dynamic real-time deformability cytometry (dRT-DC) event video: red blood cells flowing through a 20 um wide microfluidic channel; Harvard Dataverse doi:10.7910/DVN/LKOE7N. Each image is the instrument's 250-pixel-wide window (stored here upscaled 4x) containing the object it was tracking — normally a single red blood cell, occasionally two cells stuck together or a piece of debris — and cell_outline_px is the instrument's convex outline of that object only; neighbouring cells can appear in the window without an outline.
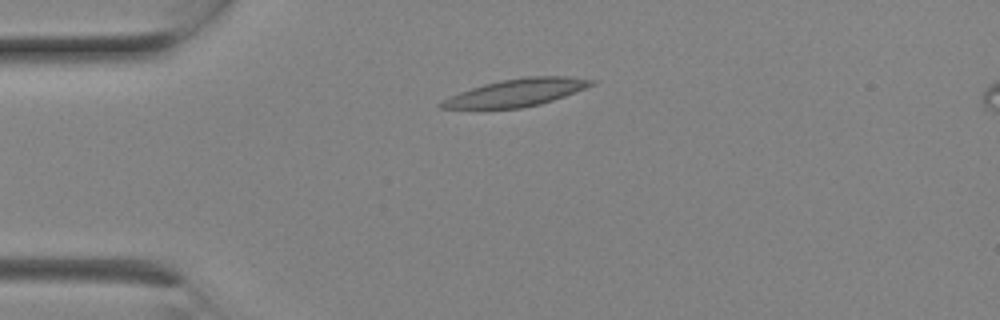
{"species": "Egyptian fruit bat (a non-hibernating species)", "species_latin": "Rousettus aegyptiacus", "temperature_condition": "room temperature", "stored_images_in_passage": 5, "camera_frame_rate_fps": 3000, "um_per_image_px": 0.085, "animal": {"sex": "female"}, "frame": {"image": 1, "passage_image": 1, "time_ms": 0.0, "image_size_px": [1000, 320], "cell_outline_px": [[596, 84], [564, 96], [540, 104], [520, 108], [440, 108], [436, 104], [460, 92], [484, 84], [500, 80], [528, 76], [568, 76], [596, 80]], "centroid_in_image_um": [43.94, 7.86], "position_along_channel_um": 41.1, "area_um2": 23.7}}
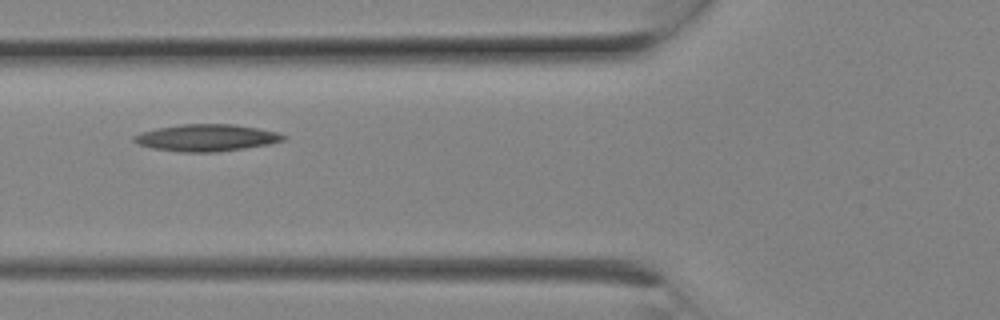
{"frame": {"image": 2, "passage_image": 4, "time_ms": 1.0, "image_size_px": [1000, 320], "cell_outline_px": [[288, 136], [284, 140], [268, 144], [244, 148], [216, 152], [180, 152], [152, 148], [140, 144], [132, 140], [132, 136], [156, 128], [180, 124], [232, 124], [256, 128], [276, 132]], "centroid_in_image_um": [17.54, 11.71], "position_along_channel_um": 108.3, "area_um2": 23.24}}
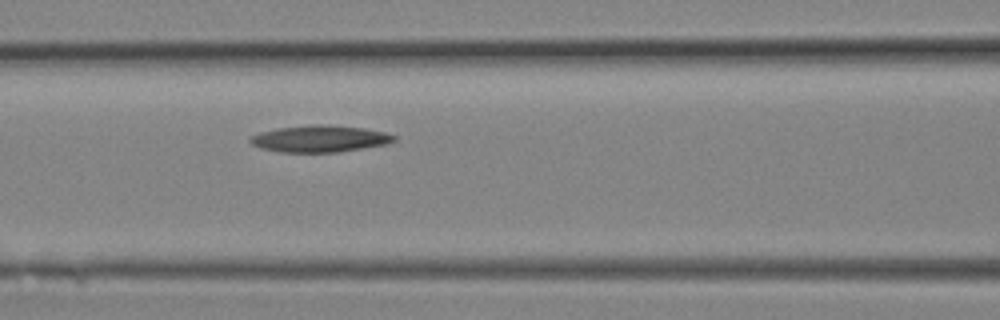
{"frame": {"image": 3, "passage_image": 5, "time_ms": 1.333, "image_size_px": [1000, 320], "cell_outline_px": [[396, 140], [388, 144], [364, 148], [336, 152], [280, 152], [260, 148], [252, 144], [248, 140], [248, 136], [260, 132], [276, 128], [308, 124], [324, 124], [364, 128], [384, 132], [396, 136]], "centroid_in_image_um": [27.15, 11.78], "position_along_channel_um": 139.5, "area_um2": 22.66}}